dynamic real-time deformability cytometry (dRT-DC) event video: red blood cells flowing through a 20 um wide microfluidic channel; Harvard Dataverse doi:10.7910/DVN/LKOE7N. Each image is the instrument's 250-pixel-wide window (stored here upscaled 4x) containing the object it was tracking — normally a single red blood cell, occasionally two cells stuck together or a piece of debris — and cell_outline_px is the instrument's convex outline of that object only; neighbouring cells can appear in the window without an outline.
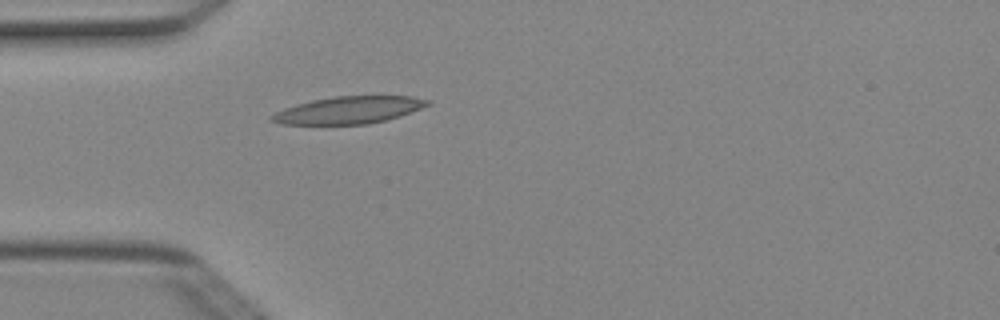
{"species": "Egyptian fruit bat (a non-hibernating species)", "species_latin": "Rousettus aegyptiacus", "temperature_condition": "cold", "stored_images_in_passage": 2, "camera_frame_rate_fps": 3000, "um_per_image_px": 0.085, "animal": {"sex": "female"}, "frame": {"image": 1, "passage_image": 2, "time_ms": 0.333, "image_size_px": [1000, 320], "cell_outline_px": [[432, 104], [384, 120], [368, 124], [280, 124], [268, 120], [268, 116], [284, 108], [296, 104], [312, 100], [336, 96], [412, 96], [432, 100]], "centroid_in_image_um": [29.59, 9.35], "position_along_channel_um": 55.4, "area_um2": 24.57}}